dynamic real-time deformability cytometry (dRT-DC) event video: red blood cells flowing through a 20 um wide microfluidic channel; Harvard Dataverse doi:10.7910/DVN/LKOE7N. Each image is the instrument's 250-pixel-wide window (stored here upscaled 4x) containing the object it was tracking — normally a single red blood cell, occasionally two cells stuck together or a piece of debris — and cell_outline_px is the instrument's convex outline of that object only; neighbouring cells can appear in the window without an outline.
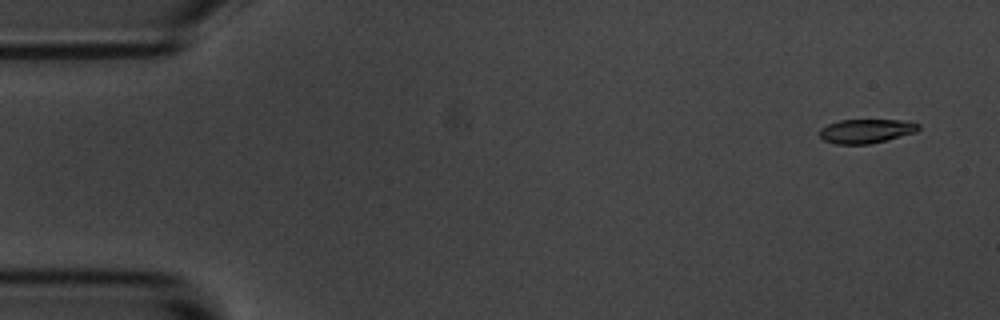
{"species": "common noctule bat (a hibernating species)", "species_latin": "Nyctalus noctula", "temperature_condition": "room temperature", "stored_images_in_passage": 7, "camera_frame_rate_fps": 3000, "um_per_image_px": 0.085, "animal": {"sex": "male", "body_mass_g": 20.1, "forearm_length_mm": 53.5}, "frame": {"image": 1, "passage_image": 1, "time_ms": 0.0, "image_size_px": [1000, 320], "cell_outline_px": [[920, 128], [916, 132], [888, 140], [872, 144], [836, 144], [824, 140], [820, 136], [820, 128], [828, 124], [840, 120], [904, 120], [920, 124]], "centroid_in_image_um": [73.65, 11.14], "position_along_channel_um": 11.4, "area_um2": 13.99}}
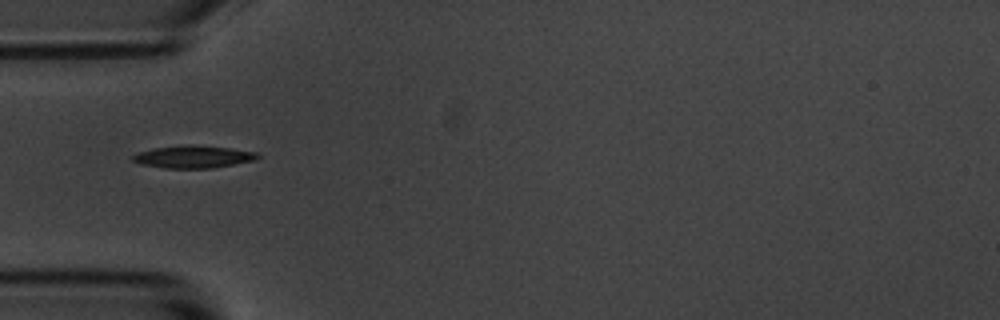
{"frame": {"image": 2, "passage_image": 5, "time_ms": 4.667, "image_size_px": [1000, 320], "cell_outline_px": [[260, 156], [256, 160], [212, 168], [164, 168], [140, 164], [132, 160], [132, 156], [136, 152], [156, 148], [188, 144], [192, 144], [232, 148], [260, 152]], "centroid_in_image_um": [16.47, 13.32], "position_along_channel_um": 68.5, "area_um2": 16.53}}
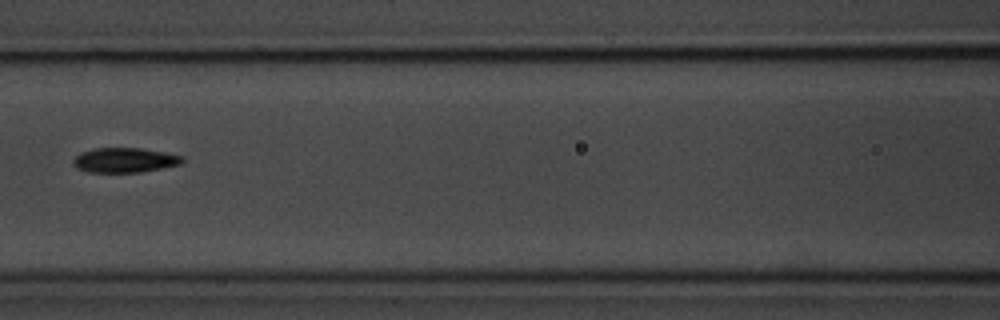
{"frame": {"image": 3, "passage_image": 7, "time_ms": 7.0, "image_size_px": [1000, 320], "cell_outline_px": [[184, 160], [180, 164], [140, 172], [88, 172], [76, 168], [72, 164], [72, 160], [80, 152], [96, 148], [140, 148], [164, 152], [184, 156]], "centroid_in_image_um": [10.56, 13.61], "position_along_channel_um": 156.0, "area_um2": 15.72}}